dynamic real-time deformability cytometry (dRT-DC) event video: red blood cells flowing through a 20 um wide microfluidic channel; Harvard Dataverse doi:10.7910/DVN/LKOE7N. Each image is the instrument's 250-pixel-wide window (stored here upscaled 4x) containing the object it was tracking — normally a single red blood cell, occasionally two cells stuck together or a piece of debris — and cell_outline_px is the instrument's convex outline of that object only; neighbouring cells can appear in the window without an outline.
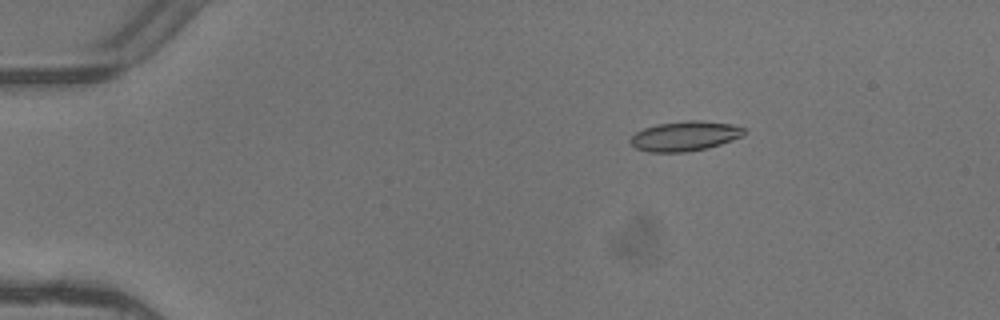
{"species": "common noctule bat (a hibernating species)", "species_latin": "Nyctalus noctula", "temperature_condition": "warm", "stored_images_in_passage": 5, "camera_frame_rate_fps": 3000, "um_per_image_px": 0.085, "animal": {"sex": "female"}, "frame": {"image": 1, "passage_image": 3, "time_ms": 0.667, "image_size_px": [1000, 320], "cell_outline_px": [[744, 136], [708, 148], [688, 152], [648, 152], [636, 148], [628, 140], [636, 132], [644, 128], [656, 124], [688, 120], [700, 120], [732, 124], [744, 128]], "centroid_in_image_um": [58.21, 11.57], "position_along_channel_um": 26.8, "area_um2": 19.83}}